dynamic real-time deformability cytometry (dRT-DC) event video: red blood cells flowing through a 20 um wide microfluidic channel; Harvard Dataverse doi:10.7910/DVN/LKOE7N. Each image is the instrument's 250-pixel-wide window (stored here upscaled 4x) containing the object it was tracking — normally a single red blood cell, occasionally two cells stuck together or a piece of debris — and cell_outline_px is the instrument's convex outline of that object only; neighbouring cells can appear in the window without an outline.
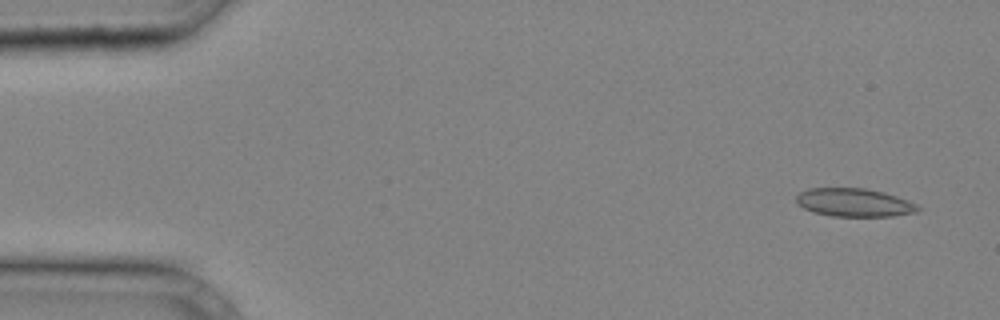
{"species": "common noctule bat (a hibernating species)", "species_latin": "Nyctalus noctula", "temperature_condition": "cold", "stored_images_in_passage": 11, "camera_frame_rate_fps": 3000, "um_per_image_px": 0.085, "animal": {"sex": "male", "body_mass_g": 20.4}, "frame": {"image": 1, "passage_image": 2, "time_ms": 0.333, "image_size_px": [1000, 320], "cell_outline_px": [[920, 208], [916, 212], [892, 216], [832, 216], [812, 212], [796, 204], [796, 196], [800, 192], [808, 188], [864, 188], [884, 192], [908, 200], [916, 204]], "centroid_in_image_um": [72.57, 17.21], "position_along_channel_um": 12.4, "area_um2": 20.06}}